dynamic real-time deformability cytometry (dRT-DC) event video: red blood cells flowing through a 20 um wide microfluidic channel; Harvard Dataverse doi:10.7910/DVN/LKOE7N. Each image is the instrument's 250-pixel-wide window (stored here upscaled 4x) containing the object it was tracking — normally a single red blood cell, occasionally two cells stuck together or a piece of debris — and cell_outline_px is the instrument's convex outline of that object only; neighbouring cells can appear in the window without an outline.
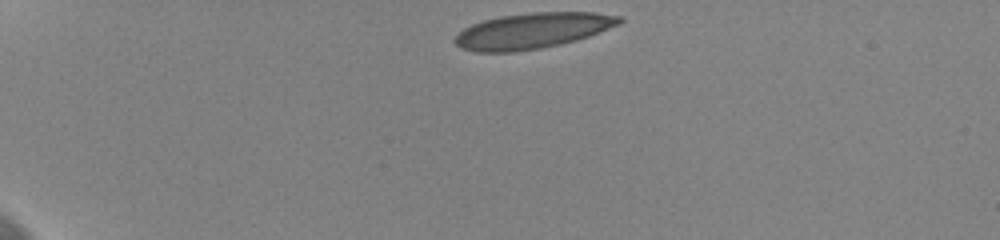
{"species": "human", "species_latin": "Homo sapiens", "temperature_condition": "cold", "stored_images_in_passage": 38, "camera_frame_rate_fps": 3000, "um_per_image_px": 0.085, "donor": {"sex": "female"}, "frame": {"image": 1, "passage_image": 1, "time_ms": 0.0, "image_size_px": [1000, 240], "cell_outline_px": [[624, 20], [620, 24], [588, 36], [576, 40], [560, 44], [540, 48], [512, 52], [476, 52], [460, 48], [452, 40], [464, 28], [472, 24], [484, 20], [500, 16], [532, 12], [592, 12], [620, 16]], "centroid_in_image_um": [45.25, 2.61], "position_along_channel_um": 39.8, "area_um2": 34.1}}
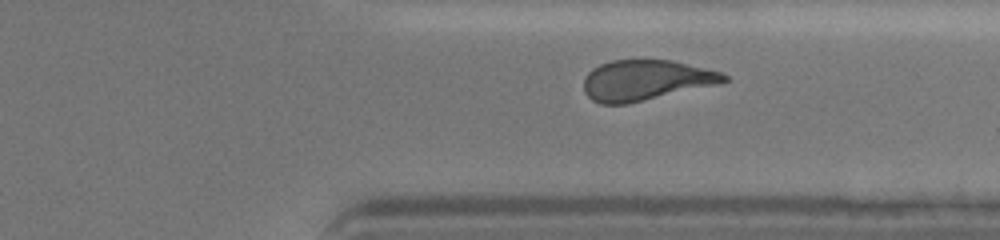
{"frame": {"image": 2, "passage_image": 33, "time_ms": 10.667, "image_size_px": [1000, 240], "cell_outline_px": [[728, 80], [716, 84], [628, 104], [600, 104], [592, 100], [584, 92], [584, 76], [592, 68], [600, 64], [612, 60], [672, 60], [720, 72], [728, 76]], "centroid_in_image_um": [54.83, 6.82], "position_along_channel_um": 356.6, "area_um2": 32.83}}
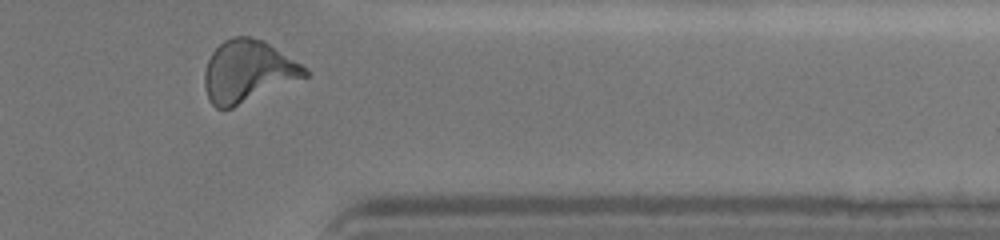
{"frame": {"image": 3, "passage_image": 36, "time_ms": 11.667, "image_size_px": [1000, 240], "cell_outline_px": [[312, 72], [308, 76], [232, 108], [216, 108], [208, 100], [204, 88], [204, 72], [208, 60], [212, 52], [224, 40], [232, 36], [248, 36], [264, 40]], "centroid_in_image_um": [21.05, 6.06], "position_along_channel_um": 390.4, "area_um2": 36.18}, "authors_computed_cell_mechanics": {"area_um2": 34.4777, "velocity_mm_per_s": 3.6282, "shape_relaxation_time_tau1_ms": 9.9567, "shape_relaxation_time_tau2_ms": 1.4819, "deformation_change_tau1": 0.2195, "deformation_change_tau2": 0.0962}}